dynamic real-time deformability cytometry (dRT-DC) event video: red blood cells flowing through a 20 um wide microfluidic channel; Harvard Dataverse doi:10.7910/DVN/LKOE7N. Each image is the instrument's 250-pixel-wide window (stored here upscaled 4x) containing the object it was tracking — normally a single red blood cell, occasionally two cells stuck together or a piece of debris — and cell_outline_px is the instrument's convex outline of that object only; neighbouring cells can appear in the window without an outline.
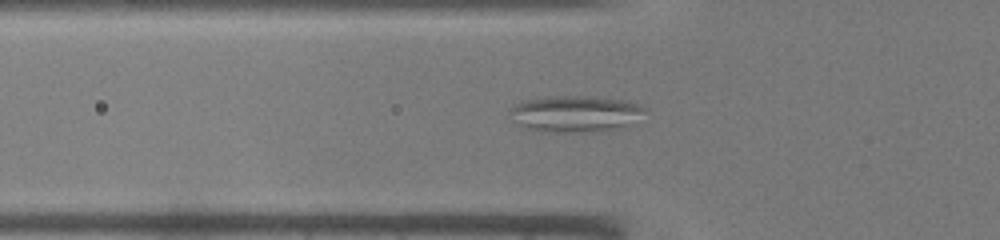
{"species": "common noctule bat (a hibernating species)", "species_latin": "Nyctalus noctula", "temperature_condition": "warm", "stored_images_in_passage": 32, "camera_frame_rate_fps": 3000, "um_per_image_px": 0.085, "animal": {"sex": "male", "body_mass_g": 19.0, "forearm_length_mm": 50.8}, "frame": {"image": 1, "passage_image": 3, "time_ms": 0.667, "image_size_px": [1000, 240], "cell_outline_px": [[648, 112], [624, 128], [600, 132], [544, 132], [520, 128], [508, 112], [508, 108], [512, 104], [520, 100], [552, 96], [588, 96], [620, 100], [636, 104], [648, 108]], "centroid_in_image_um": [48.85, 9.69], "position_along_channel_um": 76.9, "area_um2": 29.48}}
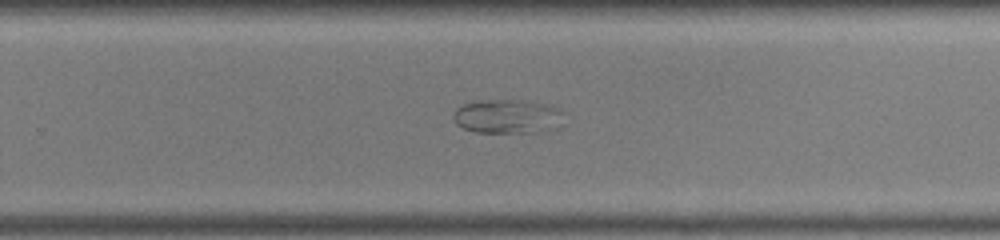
{"frame": {"image": 2, "passage_image": 17, "time_ms": 5.333, "image_size_px": [1000, 240], "cell_outline_px": [[564, 124], [560, 128], [532, 132], [476, 132], [464, 128], [456, 124], [452, 116], [456, 108], [472, 100], [524, 100], [552, 104], [560, 108], [564, 112]], "centroid_in_image_um": [43.22, 9.88], "position_along_channel_um": 286.6, "area_um2": 22.6}}
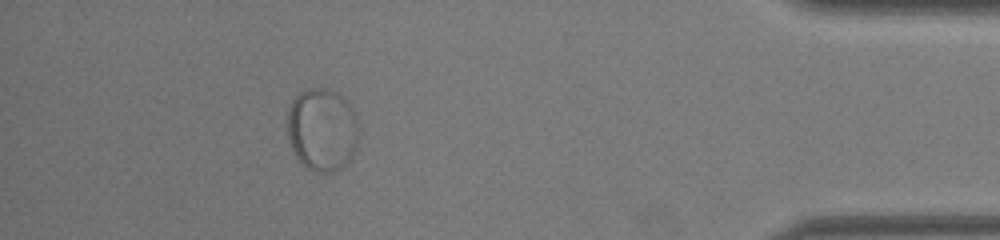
{"frame": {"image": 3, "passage_image": 28, "time_ms": 9.0, "image_size_px": [1000, 240], "cell_outline_px": [[360, 132], [356, 148], [348, 160], [340, 168], [324, 176], [308, 168], [296, 156], [288, 140], [288, 108], [292, 100], [300, 92], [308, 88], [324, 88], [336, 92], [348, 100], [356, 112], [360, 128]], "centroid_in_image_um": [27.42, 11.01], "position_along_channel_um": 407.8, "area_um2": 35.14}}